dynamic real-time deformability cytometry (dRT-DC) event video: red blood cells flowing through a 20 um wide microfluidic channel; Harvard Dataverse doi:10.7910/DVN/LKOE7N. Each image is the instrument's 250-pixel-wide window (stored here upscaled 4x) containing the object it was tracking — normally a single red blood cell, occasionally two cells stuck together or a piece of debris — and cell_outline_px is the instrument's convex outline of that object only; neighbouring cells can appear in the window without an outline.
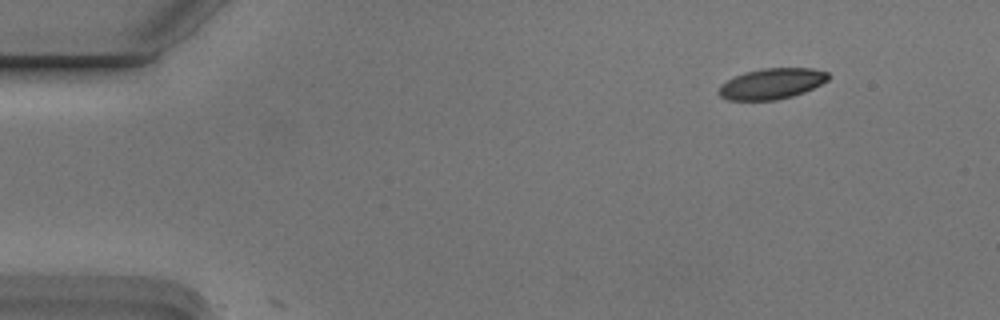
{"species": "Egyptian fruit bat (a non-hibernating species)", "species_latin": "Rousettus aegyptiacus", "temperature_condition": "cold", "stored_images_in_passage": 3, "camera_frame_rate_fps": 3000, "um_per_image_px": 0.085, "animal": {"sex": "male"}, "frame": {"image": 1, "passage_image": 2, "time_ms": 0.333, "image_size_px": [1000, 320], "cell_outline_px": [[828, 80], [804, 92], [792, 96], [776, 100], [728, 100], [720, 96], [720, 84], [744, 72], [760, 68], [812, 68], [828, 72]], "centroid_in_image_um": [65.6, 7.11], "position_along_channel_um": 19.4, "area_um2": 19.48}}